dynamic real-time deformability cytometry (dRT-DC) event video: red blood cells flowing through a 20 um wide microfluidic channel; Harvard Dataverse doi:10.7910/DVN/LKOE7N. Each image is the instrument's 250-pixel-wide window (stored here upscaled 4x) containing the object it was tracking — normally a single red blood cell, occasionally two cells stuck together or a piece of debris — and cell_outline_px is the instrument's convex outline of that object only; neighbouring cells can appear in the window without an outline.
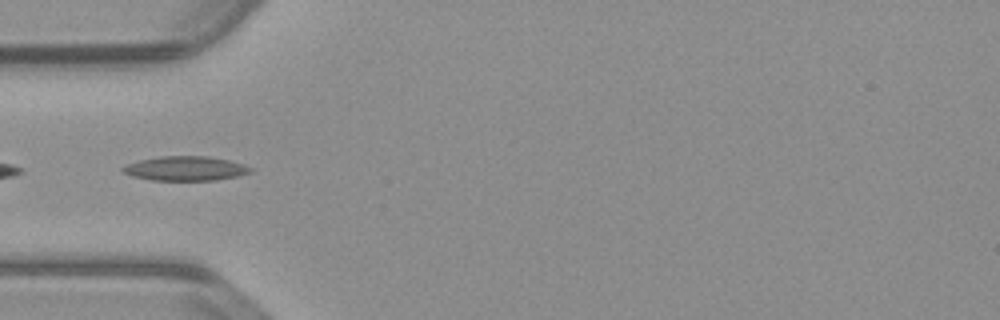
{"species": "common noctule bat (a hibernating species)", "species_latin": "Nyctalus noctula", "temperature_condition": "warm", "stored_images_in_passage": 14, "camera_frame_rate_fps": 3000, "um_per_image_px": 0.085, "animal": {"sex": "male", "body_mass_g": 23.1, "forearm_length_mm": 52.7}, "frame": {"image": 1, "passage_image": 8, "time_ms": 2.333, "image_size_px": [1000, 320], "cell_outline_px": [[252, 172], [236, 176], [216, 180], [152, 180], [132, 176], [124, 172], [120, 168], [128, 164], [140, 160], [160, 156], [208, 156], [228, 160], [244, 164], [252, 168]], "centroid_in_image_um": [15.77, 14.32], "position_along_channel_um": 69.2, "area_um2": 18.03}}